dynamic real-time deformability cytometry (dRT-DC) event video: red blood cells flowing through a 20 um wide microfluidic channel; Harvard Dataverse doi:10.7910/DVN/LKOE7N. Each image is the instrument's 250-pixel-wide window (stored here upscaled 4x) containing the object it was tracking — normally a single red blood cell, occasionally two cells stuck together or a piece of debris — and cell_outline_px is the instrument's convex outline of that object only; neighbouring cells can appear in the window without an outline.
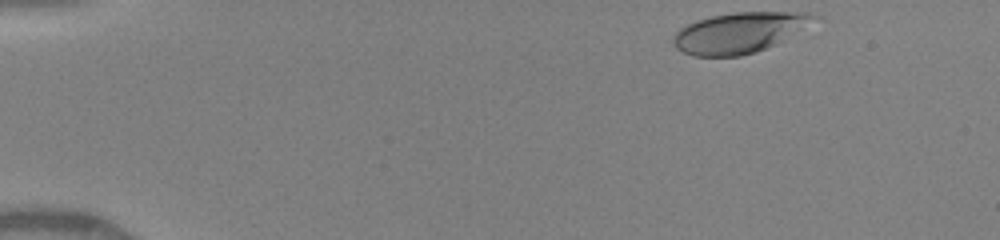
{"species": "human", "species_latin": "Homo sapiens", "temperature_condition": "warm", "stored_images_in_passage": 6, "camera_frame_rate_fps": 3000, "um_per_image_px": 0.085, "donor": {"sex": "female"}, "frame": {"image": 1, "passage_image": 1, "time_ms": 0.0, "image_size_px": [1000, 240], "cell_outline_px": [[820, 16], [772, 44], [756, 52], [740, 56], [692, 56], [676, 48], [672, 44], [672, 40], [676, 32], [680, 28], [688, 24], [712, 16], [736, 12], [808, 12]], "centroid_in_image_um": [62.73, 2.77], "position_along_channel_um": 22.3, "area_um2": 32.19}}
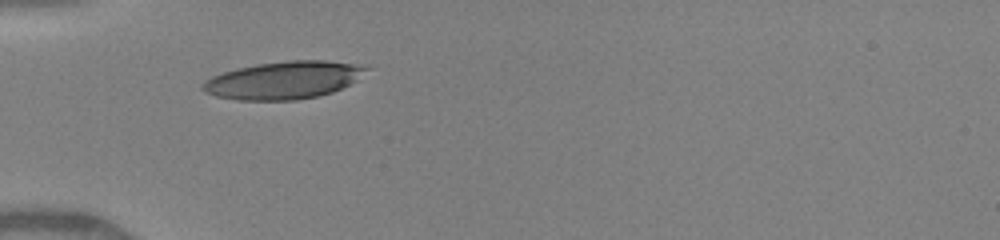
{"frame": {"image": 2, "passage_image": 4, "time_ms": 3.333, "image_size_px": [1000, 240], "cell_outline_px": [[368, 68], [356, 80], [332, 92], [320, 96], [296, 100], [236, 100], [216, 96], [204, 92], [200, 88], [200, 84], [204, 80], [212, 76], [236, 68], [260, 64], [288, 60], [324, 60], [368, 64]], "centroid_in_image_um": [24.1, 6.81], "position_along_channel_um": 60.9, "area_um2": 36.07}}